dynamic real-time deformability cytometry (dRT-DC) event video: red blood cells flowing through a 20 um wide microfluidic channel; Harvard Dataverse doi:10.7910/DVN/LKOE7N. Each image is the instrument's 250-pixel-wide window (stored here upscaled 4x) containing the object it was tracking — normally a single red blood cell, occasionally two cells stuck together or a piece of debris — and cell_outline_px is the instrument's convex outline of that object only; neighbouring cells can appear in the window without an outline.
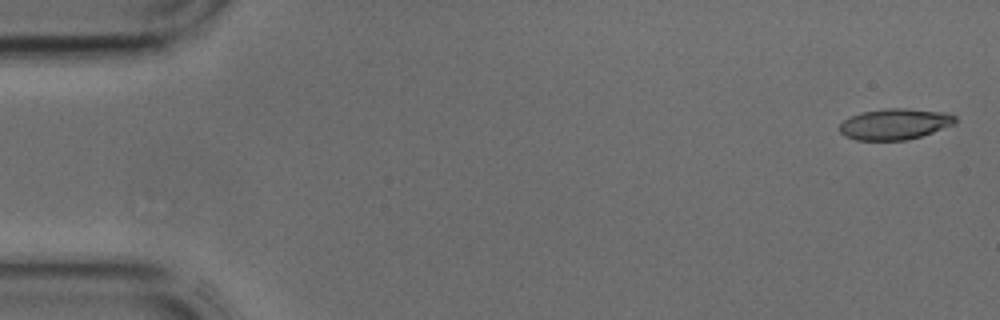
{"species": "common noctule bat (a hibernating species)", "species_latin": "Nyctalus noctula", "temperature_condition": "cold", "stored_images_in_passage": 7, "camera_frame_rate_fps": 3000, "um_per_image_px": 0.085, "animal": {"sex": "male", "body_mass_g": 17.9, "forearm_length_mm": 54.2}, "frame": {"image": 1, "passage_image": 1, "time_ms": 0.0, "image_size_px": [1000, 320], "cell_outline_px": [[956, 124], [920, 136], [904, 140], [856, 140], [840, 132], [840, 124], [844, 120], [860, 112], [884, 108], [904, 108], [948, 112], [956, 116]], "centroid_in_image_um": [76.1, 10.53], "position_along_channel_um": 8.9, "area_um2": 20.87}}